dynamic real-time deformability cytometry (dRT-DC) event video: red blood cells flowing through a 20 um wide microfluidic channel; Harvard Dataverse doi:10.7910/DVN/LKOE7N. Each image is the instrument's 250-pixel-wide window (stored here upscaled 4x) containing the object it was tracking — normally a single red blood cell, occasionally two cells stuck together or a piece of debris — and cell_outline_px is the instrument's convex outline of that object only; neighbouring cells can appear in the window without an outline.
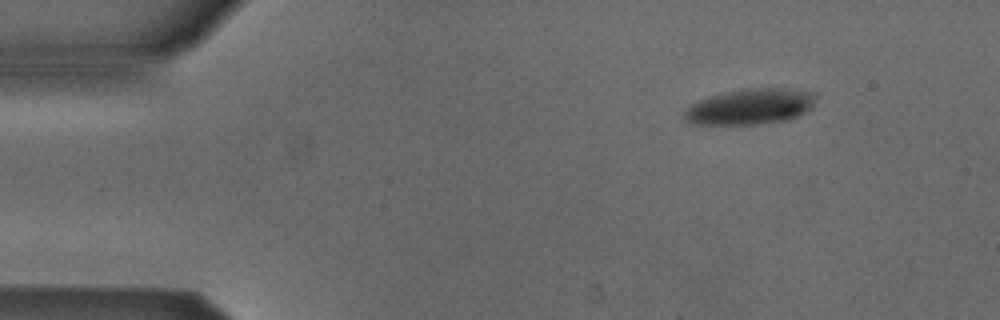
{"species": "Egyptian fruit bat (a non-hibernating species)", "species_latin": "Rousettus aegyptiacus", "temperature_condition": "cold", "stored_images_in_passage": 11, "camera_frame_rate_fps": 3000, "um_per_image_px": 0.085, "animal": {"sex": "male"}, "frame": {"image": 1, "passage_image": 1, "time_ms": 0.0, "image_size_px": [1000, 320], "cell_outline_px": [[816, 96], [812, 108], [788, 120], [760, 124], [688, 124], [680, 116], [692, 104], [700, 100], [724, 92], [744, 88], [780, 88], [816, 92]], "centroid_in_image_um": [63.75, 9.07], "position_along_channel_um": 21.2, "area_um2": 27.46}}